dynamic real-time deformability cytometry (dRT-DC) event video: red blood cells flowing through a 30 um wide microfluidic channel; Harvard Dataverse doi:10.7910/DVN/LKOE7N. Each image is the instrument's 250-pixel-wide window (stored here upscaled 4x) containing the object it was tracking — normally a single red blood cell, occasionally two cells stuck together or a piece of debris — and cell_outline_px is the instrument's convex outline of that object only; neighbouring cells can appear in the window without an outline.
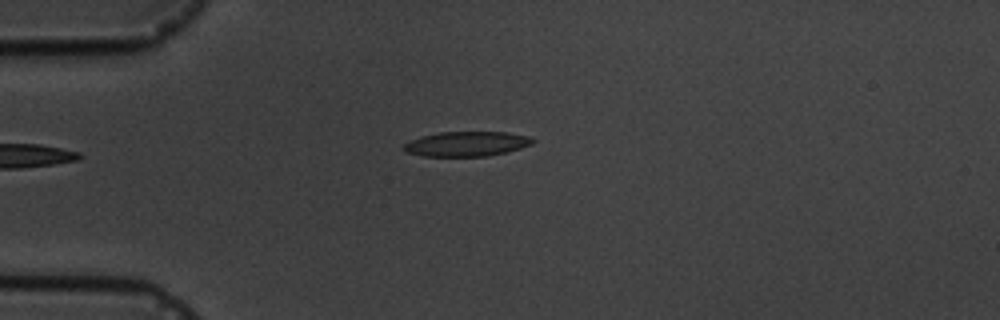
{"species": "common noctule bat (a hibernating species)", "species_latin": "Nyctalus noctula", "temperature_condition": "cold", "stored_images_in_passage": 4, "camera_frame_rate_fps": 3000, "um_per_image_px": 0.085, "animal": {"sex": "male", "body_mass_g": 19.5, "forearm_length_mm": 54.6}, "frame": {"image": 1, "passage_image": 4, "time_ms": 4.667, "image_size_px": [1000, 320], "cell_outline_px": [[536, 140], [532, 144], [520, 148], [488, 156], [424, 156], [404, 152], [400, 148], [404, 144], [420, 136], [440, 132], [508, 132], [528, 136]], "centroid_in_image_um": [39.63, 12.23], "position_along_channel_um": 45.4, "area_um2": 18.67}}